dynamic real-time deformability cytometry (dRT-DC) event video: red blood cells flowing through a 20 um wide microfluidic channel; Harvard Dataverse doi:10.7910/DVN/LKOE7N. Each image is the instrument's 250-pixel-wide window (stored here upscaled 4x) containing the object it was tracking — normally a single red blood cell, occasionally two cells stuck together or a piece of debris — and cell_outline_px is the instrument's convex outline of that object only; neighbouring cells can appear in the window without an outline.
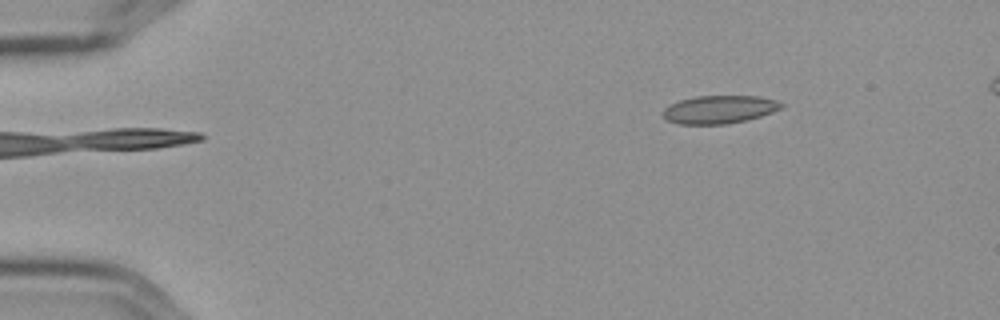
{"species": "Egyptian fruit bat (a non-hibernating species)", "species_latin": "Rousettus aegyptiacus", "temperature_condition": "cold", "stored_images_in_passage": 2, "camera_frame_rate_fps": 3000, "um_per_image_px": 0.085, "frame": {"image": 1, "passage_image": 2, "time_ms": 0.333, "image_size_px": [1000, 320], "cell_outline_px": [[784, 108], [760, 116], [728, 124], [680, 124], [668, 120], [664, 116], [664, 108], [680, 100], [696, 96], [760, 96], [776, 100], [784, 104]], "centroid_in_image_um": [61.19, 9.3], "position_along_channel_um": 23.8, "area_um2": 19.19}}